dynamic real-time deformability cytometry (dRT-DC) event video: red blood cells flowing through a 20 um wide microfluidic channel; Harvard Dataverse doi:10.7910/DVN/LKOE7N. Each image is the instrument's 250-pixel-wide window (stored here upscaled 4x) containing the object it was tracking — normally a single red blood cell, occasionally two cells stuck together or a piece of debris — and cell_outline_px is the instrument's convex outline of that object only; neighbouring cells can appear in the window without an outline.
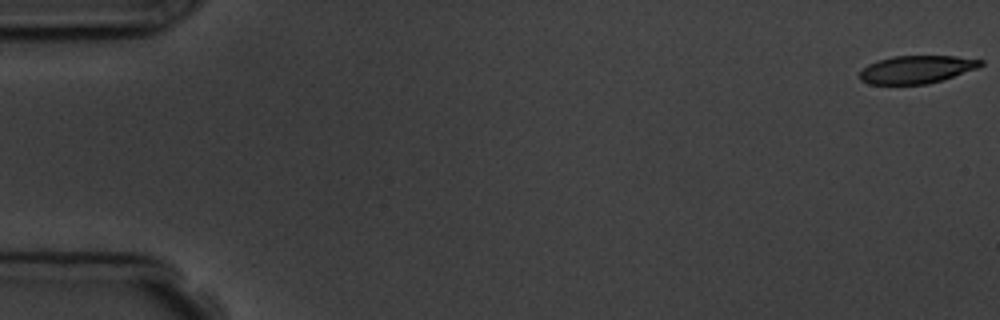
{"species": "common noctule bat (a hibernating species)", "species_latin": "Nyctalus noctula", "temperature_condition": "room temperature", "stored_images_in_passage": 3, "camera_frame_rate_fps": 3000, "um_per_image_px": 0.085, "animal": {"sex": "male", "body_mass_g": 19.5, "forearm_length_mm": 54.6}, "frame": {"image": 1, "passage_image": 1, "time_ms": 0.0, "image_size_px": [1000, 320], "cell_outline_px": [[984, 64], [980, 68], [944, 80], [928, 84], [868, 84], [860, 80], [860, 72], [868, 64], [876, 60], [892, 56], [956, 56], [984, 60]], "centroid_in_image_um": [77.96, 5.9], "position_along_channel_um": 7.0, "area_um2": 19.94}}